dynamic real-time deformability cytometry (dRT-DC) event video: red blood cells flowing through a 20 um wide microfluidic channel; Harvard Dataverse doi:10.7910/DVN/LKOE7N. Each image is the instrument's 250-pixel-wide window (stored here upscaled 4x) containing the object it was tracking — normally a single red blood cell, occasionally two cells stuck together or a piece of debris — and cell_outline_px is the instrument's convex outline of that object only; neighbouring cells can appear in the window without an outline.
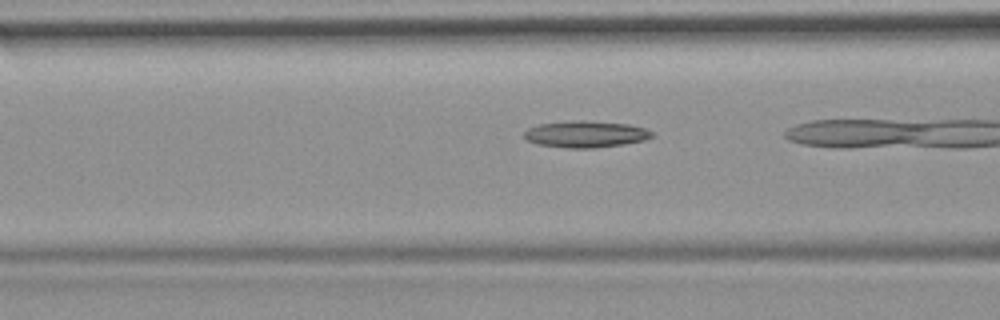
{"species": "common noctule bat (a hibernating species)", "species_latin": "Nyctalus noctula", "temperature_condition": "room temperature", "stored_images_in_passage": 18, "camera_frame_rate_fps": 3000, "um_per_image_px": 0.085, "animal": {"sex": "female", "body_mass_g": 19.9}, "frame": {"image": 1, "passage_image": 13, "time_ms": 4.0, "image_size_px": [1000, 320], "cell_outline_px": [[652, 136], [644, 140], [624, 144], [596, 148], [568, 148], [536, 144], [524, 140], [524, 132], [528, 128], [540, 124], [572, 120], [584, 120], [628, 124], [644, 128], [652, 132]], "centroid_in_image_um": [49.73, 11.41], "position_along_channel_um": 116.9, "area_um2": 19.88}}
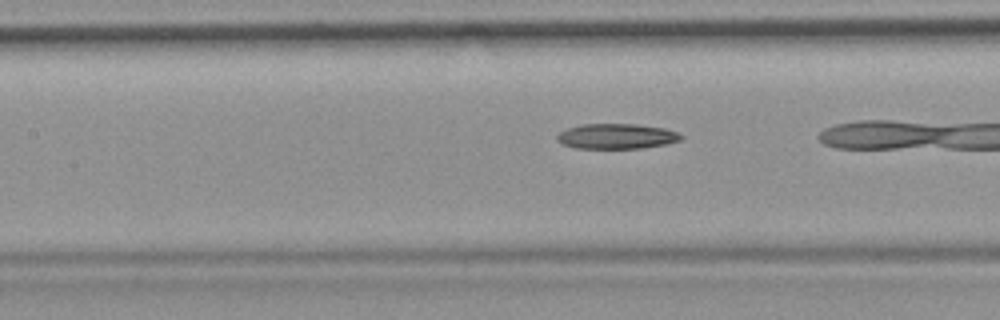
{"frame": {"image": 2, "passage_image": 16, "time_ms": 5.0, "image_size_px": [1000, 320], "cell_outline_px": [[684, 136], [680, 140], [664, 144], [640, 148], [576, 148], [564, 144], [556, 140], [556, 136], [560, 132], [568, 128], [580, 124], [636, 124], [664, 128], [676, 132]], "centroid_in_image_um": [52.39, 11.57], "position_along_channel_um": 155.0, "area_um2": 18.03}}